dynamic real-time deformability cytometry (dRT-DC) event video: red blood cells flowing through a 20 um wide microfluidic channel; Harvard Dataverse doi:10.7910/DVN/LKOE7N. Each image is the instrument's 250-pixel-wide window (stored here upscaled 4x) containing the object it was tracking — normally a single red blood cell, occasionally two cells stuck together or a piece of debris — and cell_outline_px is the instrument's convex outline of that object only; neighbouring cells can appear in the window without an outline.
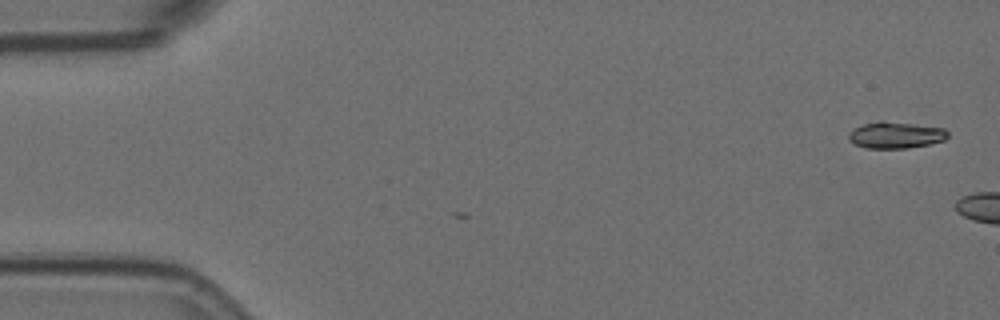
{"species": "Egyptian fruit bat (a non-hibernating species)", "species_latin": "Rousettus aegyptiacus", "temperature_condition": "room temperature", "stored_images_in_passage": 2, "camera_frame_rate_fps": 3000, "um_per_image_px": 0.085, "animal": {"sex": "female"}, "frame": {"image": 1, "passage_image": 1, "time_ms": 0.0, "image_size_px": [1000, 320], "cell_outline_px": [[948, 136], [944, 140], [928, 144], [908, 148], [864, 148], [848, 140], [848, 136], [856, 128], [864, 124], [880, 120], [944, 128], [948, 132]], "centroid_in_image_um": [76.14, 11.48], "position_along_channel_um": 8.9, "area_um2": 15.09}}